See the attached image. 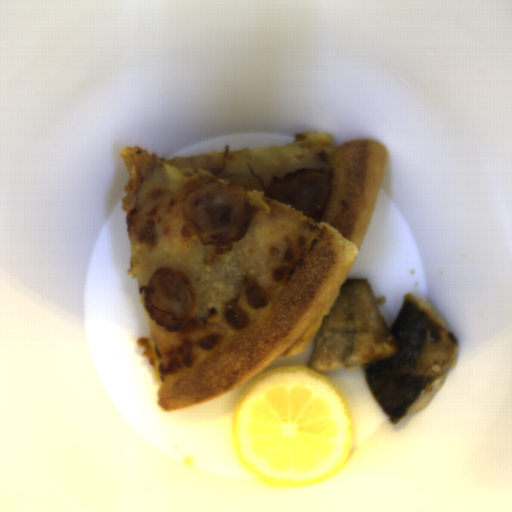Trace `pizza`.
<instances>
[{
  "label": "pizza",
  "mask_w": 512,
  "mask_h": 512,
  "mask_svg": "<svg viewBox=\"0 0 512 512\" xmlns=\"http://www.w3.org/2000/svg\"><path fill=\"white\" fill-rule=\"evenodd\" d=\"M130 179L120 204L130 267L147 328L137 339L152 366L162 412L220 398L250 383L279 357L304 352L349 278L374 212L389 155L369 139L333 143L305 133L290 145L209 151L174 159L144 148L121 151ZM330 181L314 219L270 199L266 190L294 173ZM222 187L247 199L245 235L209 243L183 217L197 190ZM176 266L194 305L183 330L161 329L143 293L152 273Z\"/></svg>",
  "instance_id": "obj_1"
}]
</instances>
